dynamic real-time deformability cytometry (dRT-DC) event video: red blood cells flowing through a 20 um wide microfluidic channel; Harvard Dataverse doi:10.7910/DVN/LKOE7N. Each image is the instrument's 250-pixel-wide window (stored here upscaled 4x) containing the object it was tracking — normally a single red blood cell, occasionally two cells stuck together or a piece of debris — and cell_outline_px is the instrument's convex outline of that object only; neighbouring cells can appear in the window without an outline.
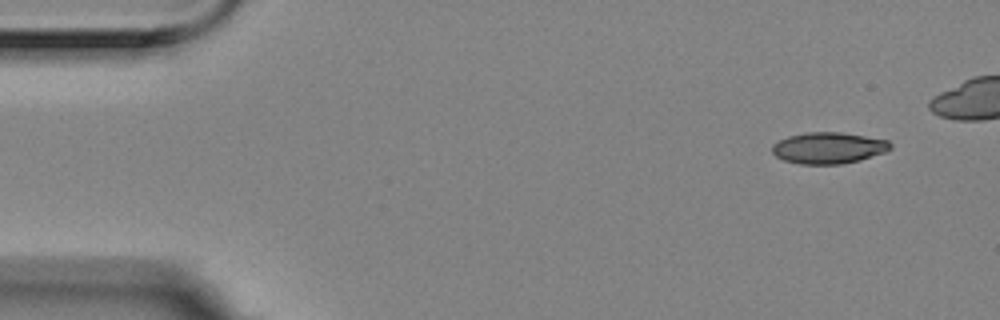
{"species": "Egyptian fruit bat (a non-hibernating species)", "species_latin": "Rousettus aegyptiacus", "temperature_condition": "room temperature", "stored_images_in_passage": 5, "segment_of_instrument_passage": [2, 2], "camera_frame_rate_fps": 3000, "um_per_image_px": 0.085, "animal": {"sex": "female"}, "frame": {"image": 1, "passage_image": 5, "time_ms": 1.333, "image_size_px": [1000, 320], "cell_outline_px": [[892, 148], [884, 152], [860, 160], [840, 164], [800, 164], [784, 160], [776, 156], [772, 152], [772, 144], [788, 136], [808, 132], [840, 132], [888, 140], [892, 144]], "centroid_in_image_um": [70.41, 12.57], "position_along_channel_um": 14.6, "area_um2": 21.5}}